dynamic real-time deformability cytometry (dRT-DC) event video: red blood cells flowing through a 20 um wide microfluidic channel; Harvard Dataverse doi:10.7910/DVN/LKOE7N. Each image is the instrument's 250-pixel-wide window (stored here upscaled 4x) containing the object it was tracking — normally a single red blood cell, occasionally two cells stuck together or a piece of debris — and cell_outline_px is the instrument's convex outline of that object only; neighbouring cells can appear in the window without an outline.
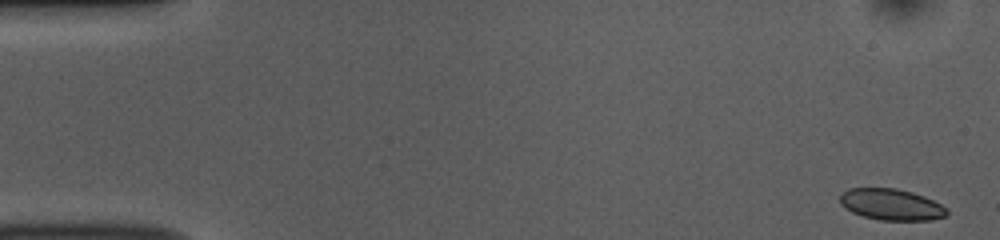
{"species": "common noctule bat (a hibernating species)", "species_latin": "Nyctalus noctula", "temperature_condition": "room temperature", "stored_images_in_passage": 52, "camera_frame_rate_fps": 3000, "um_per_image_px": 0.085, "animal": {"sex": "female", "body_mass_g": 10.0, "forearm_length_mm": 53.1}, "frame": {"image": 1, "passage_image": 1, "time_ms": 0.0, "image_size_px": [1000, 240], "cell_outline_px": [[948, 212], [944, 216], [932, 220], [880, 220], [864, 216], [852, 212], [840, 204], [840, 192], [848, 188], [896, 188], [912, 192], [924, 196], [948, 208]], "centroid_in_image_um": [75.74, 17.37], "position_along_channel_um": 9.3, "area_um2": 19.54}}
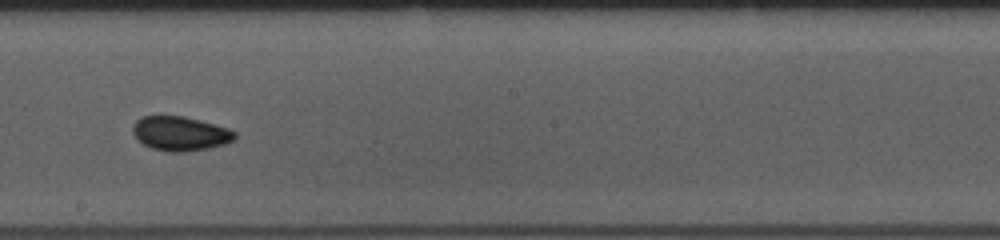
{"frame": {"image": 2, "passage_image": 29, "time_ms": 9.333, "image_size_px": [1000, 240], "cell_outline_px": [[236, 140], [224, 144], [208, 148], [184, 152], [168, 152], [152, 148], [144, 144], [132, 132], [132, 124], [136, 120], [144, 116], [184, 116], [200, 120], [228, 128], [236, 132]], "centroid_in_image_um": [15.34, 11.35], "position_along_channel_um": 232.9, "area_um2": 20.4}}
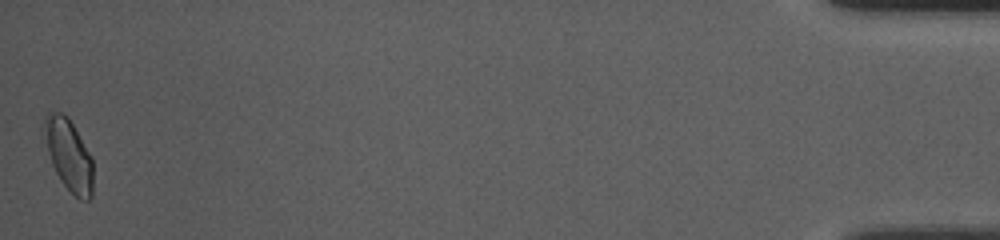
{"frame": {"image": 3, "passage_image": 52, "time_ms": 17.0, "image_size_px": [1000, 240], "cell_outline_px": [[92, 196], [88, 200], [80, 200], [60, 180], [52, 164], [40, 128], [44, 116], [48, 112], [64, 112], [68, 116], [92, 156]], "centroid_in_image_um": [5.8, 13.09], "position_along_channel_um": 429.4, "area_um2": 20.69}, "authors_computed_cell_mechanics": {"area_um2": 19.5364, "velocity_mm_per_s": 3.7755, "shape_relaxation_time_tau1_ms": 3.8574, "shape_relaxation_time_tau2_ms": 2.3528, "deformation_change_tau1": 0.0737, "deformation_change_tau2": 0.0498}}